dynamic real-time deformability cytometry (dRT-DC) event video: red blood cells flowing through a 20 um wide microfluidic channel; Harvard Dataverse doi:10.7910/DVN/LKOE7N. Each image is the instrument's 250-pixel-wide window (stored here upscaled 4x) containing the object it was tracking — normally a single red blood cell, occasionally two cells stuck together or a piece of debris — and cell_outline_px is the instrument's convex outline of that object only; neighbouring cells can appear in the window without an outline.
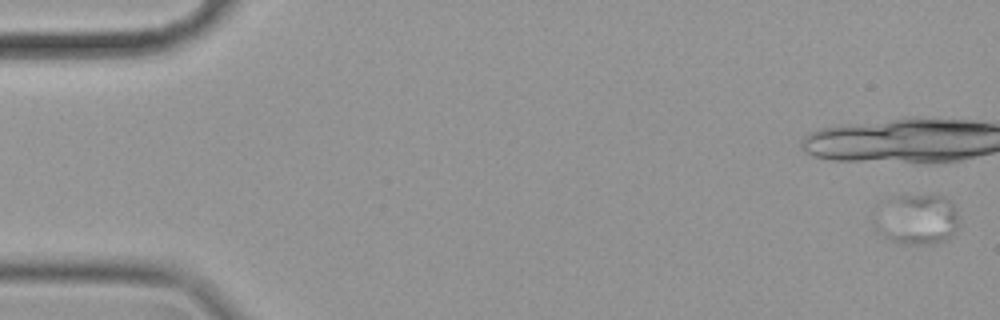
{"species": "common noctule bat (a hibernating species)", "species_latin": "Nyctalus noctula", "temperature_condition": "cold", "stored_images_in_passage": 17, "camera_frame_rate_fps": 3000, "um_per_image_px": 0.085, "animal": {"sex": "female", "body_mass_g": 19.9}, "frame": {"image": 1, "passage_image": 1, "time_ms": 0.0, "image_size_px": [1000, 320], "cell_outline_px": [[960, 224], [944, 240], [932, 244], [904, 244], [880, 236], [876, 232], [876, 224], [896, 196], [944, 196], [952, 204], [956, 212]], "centroid_in_image_um": [78.05, 18.7], "position_along_channel_um": 7.0, "area_um2": 23.35}}